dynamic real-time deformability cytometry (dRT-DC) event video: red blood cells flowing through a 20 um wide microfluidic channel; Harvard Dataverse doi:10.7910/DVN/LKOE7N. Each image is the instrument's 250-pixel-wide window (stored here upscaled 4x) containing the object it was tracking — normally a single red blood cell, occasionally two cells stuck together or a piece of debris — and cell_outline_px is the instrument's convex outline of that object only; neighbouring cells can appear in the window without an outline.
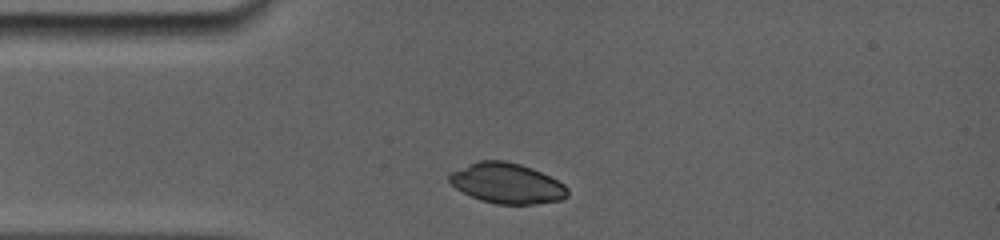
{"species": "common noctule bat (a hibernating species)", "species_latin": "Nyctalus noctula", "temperature_condition": "room temperature", "stored_images_in_passage": 5, "camera_frame_rate_fps": 5000, "um_per_image_px": 0.085, "animal": {"sex": "female", "body_mass_g": 19.0, "forearm_length_mm": 56.7}, "frame": {"image": 1, "passage_image": 1, "time_ms": 0.0, "image_size_px": [1000, 240], "cell_outline_px": [[568, 196], [564, 200], [536, 204], [496, 204], [480, 200], [456, 188], [448, 180], [448, 176], [452, 172], [468, 164], [480, 160], [504, 160], [520, 164], [532, 168], [564, 184], [568, 188]], "centroid_in_image_um": [43.11, 15.59], "position_along_channel_um": 41.9, "area_um2": 27.74}}
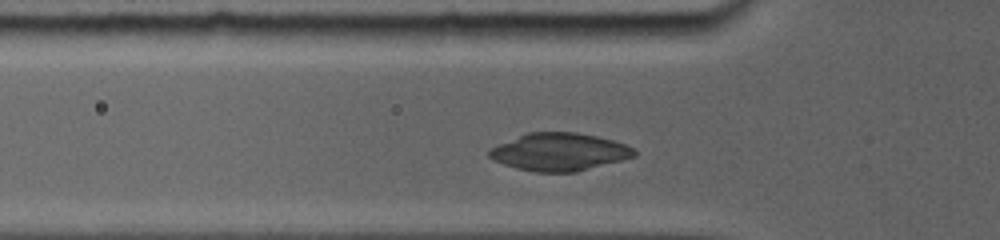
{"frame": {"image": 2, "passage_image": 4, "time_ms": 1.4, "image_size_px": [1000, 240], "cell_outline_px": [[636, 156], [576, 172], [536, 172], [516, 168], [492, 160], [488, 156], [488, 152], [492, 148], [500, 144], [528, 132], [576, 132], [596, 136], [612, 140], [624, 144], [632, 148], [636, 152]], "centroid_in_image_um": [47.54, 12.92], "position_along_channel_um": 78.3, "area_um2": 31.5}}